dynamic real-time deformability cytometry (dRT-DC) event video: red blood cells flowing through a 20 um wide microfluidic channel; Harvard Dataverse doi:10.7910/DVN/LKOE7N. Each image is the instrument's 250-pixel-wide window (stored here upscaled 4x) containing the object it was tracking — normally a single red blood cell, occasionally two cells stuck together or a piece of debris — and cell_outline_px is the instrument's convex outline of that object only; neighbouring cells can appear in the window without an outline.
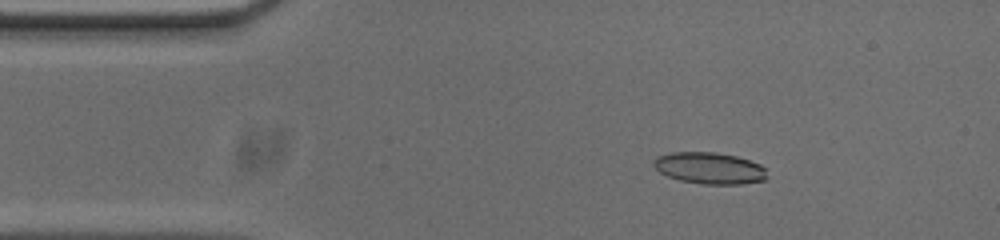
{"species": "common noctule bat (a hibernating species)", "species_latin": "Nyctalus noctula", "temperature_condition": "cold", "stored_images_in_passage": 52, "camera_frame_rate_fps": 3000, "um_per_image_px": 0.085, "animal": {"sex": "male", "body_mass_g": 20.0, "forearm_length_mm": 53.3}, "frame": {"image": 1, "passage_image": 6, "time_ms": 1.667, "image_size_px": [1000, 240], "cell_outline_px": [[764, 180], [740, 184], [704, 184], [680, 180], [668, 176], [660, 172], [652, 164], [652, 160], [656, 156], [672, 152], [712, 152], [736, 156], [760, 164], [764, 168]], "centroid_in_image_um": [60.24, 14.28], "position_along_channel_um": 24.8, "area_um2": 20.63}}
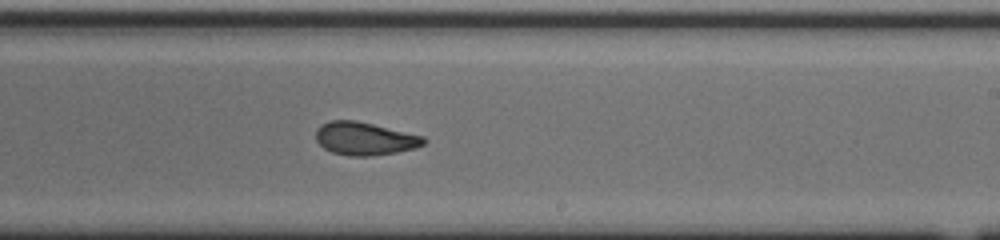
{"frame": {"image": 2, "passage_image": 29, "time_ms": 9.333, "image_size_px": [1000, 240], "cell_outline_px": [[428, 140], [424, 144], [416, 148], [396, 152], [372, 156], [348, 156], [332, 152], [324, 148], [316, 140], [316, 128], [320, 124], [328, 120], [356, 120], [424, 136]], "centroid_in_image_um": [30.99, 11.78], "position_along_channel_um": 258.0, "area_um2": 20.92}}
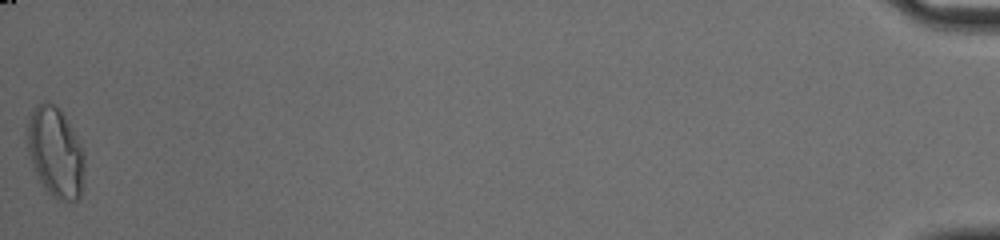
{"frame": {"image": 3, "passage_image": 52, "time_ms": 17.0, "image_size_px": [1000, 240], "cell_outline_px": [[84, 168], [80, 196], [72, 204], [68, 204], [52, 196], [44, 188], [32, 164], [28, 152], [28, 120], [36, 104], [44, 100], [48, 100], [60, 108], [80, 144], [84, 152]], "centroid_in_image_um": [4.72, 12.95], "position_along_channel_um": 430.5, "area_um2": 30.0}, "authors_computed_cell_mechanics": {"area_um2": 21.097, "velocity_mm_per_s": 3.695, "shape_relaxation_time_tau1_ms": null, "shape_relaxation_time_tau2_ms": 1.7632, "deformation_change_tau1": null, "deformation_change_tau2": 0.0832}}